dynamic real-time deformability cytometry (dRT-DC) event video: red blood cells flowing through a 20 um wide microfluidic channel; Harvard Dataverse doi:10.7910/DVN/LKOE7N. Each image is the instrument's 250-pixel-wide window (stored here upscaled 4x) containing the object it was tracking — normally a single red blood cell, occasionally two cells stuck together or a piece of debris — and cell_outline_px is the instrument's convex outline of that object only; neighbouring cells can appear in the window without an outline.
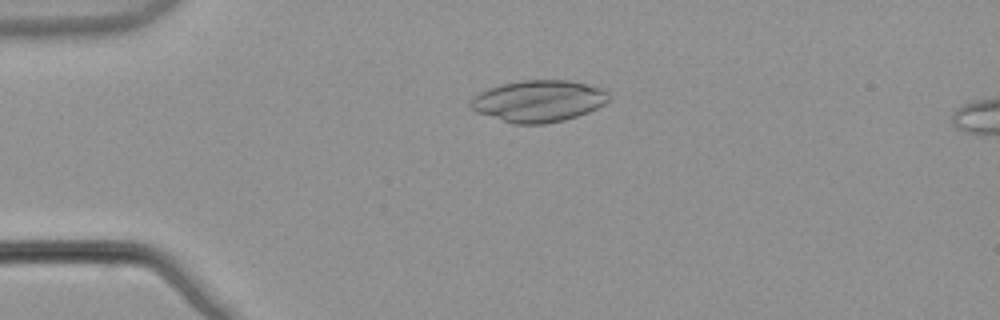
{"species": "common noctule bat (a hibernating species)", "species_latin": "Nyctalus noctula", "temperature_condition": "warm", "stored_images_in_passage": 51, "camera_frame_rate_fps": 3000, "um_per_image_px": 0.085, "animal": {"sex": "male", "body_mass_g": 21.5, "forearm_length_mm": 52.0}, "frame": {"image": 1, "passage_image": 11, "time_ms": 3.333, "image_size_px": [1000, 320], "cell_outline_px": [[608, 100], [604, 104], [588, 112], [564, 120], [544, 124], [516, 124], [476, 112], [468, 104], [472, 96], [488, 88], [500, 84], [520, 80], [568, 80], [588, 84], [604, 88], [608, 92]], "centroid_in_image_um": [45.76, 8.57], "position_along_channel_um": 39.2, "area_um2": 33.64}}
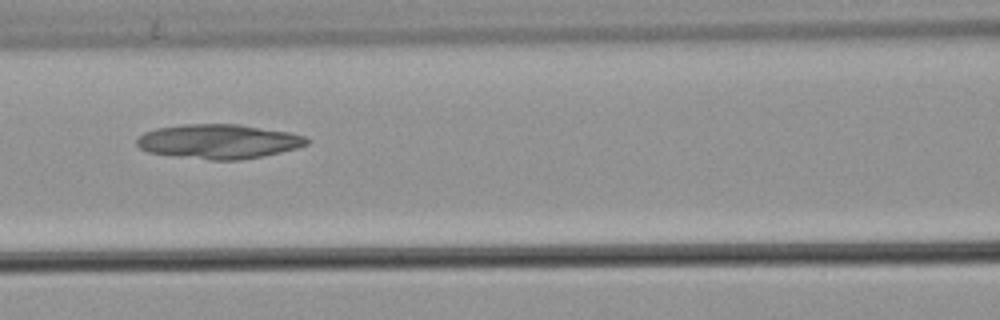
{"frame": {"image": 2, "passage_image": 22, "time_ms": 7.0, "image_size_px": [1000, 320], "cell_outline_px": [[308, 144], [296, 148], [280, 152], [240, 160], [212, 160], [176, 156], [148, 152], [140, 148], [136, 144], [136, 140], [144, 132], [156, 128], [184, 124], [240, 124], [288, 132], [304, 136], [308, 140]], "centroid_in_image_um": [18.55, 12.02], "position_along_channel_um": 148.0, "area_um2": 33.93}}
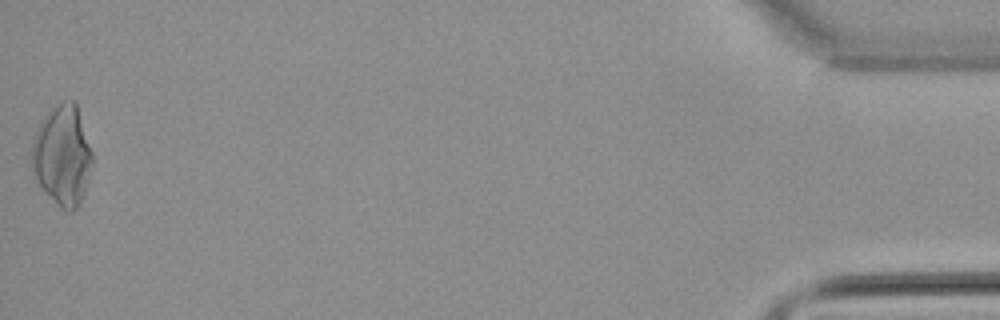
{"frame": {"image": 3, "passage_image": 51, "time_ms": 16.667, "image_size_px": [1000, 320], "cell_outline_px": [[92, 164], [80, 200], [76, 208], [72, 212], [60, 208], [36, 180], [32, 168], [32, 144], [36, 132], [44, 116], [56, 104], [72, 100], [76, 100], [92, 152]], "centroid_in_image_um": [5.3, 13.18], "position_along_channel_um": 429.9, "area_um2": 34.68}}